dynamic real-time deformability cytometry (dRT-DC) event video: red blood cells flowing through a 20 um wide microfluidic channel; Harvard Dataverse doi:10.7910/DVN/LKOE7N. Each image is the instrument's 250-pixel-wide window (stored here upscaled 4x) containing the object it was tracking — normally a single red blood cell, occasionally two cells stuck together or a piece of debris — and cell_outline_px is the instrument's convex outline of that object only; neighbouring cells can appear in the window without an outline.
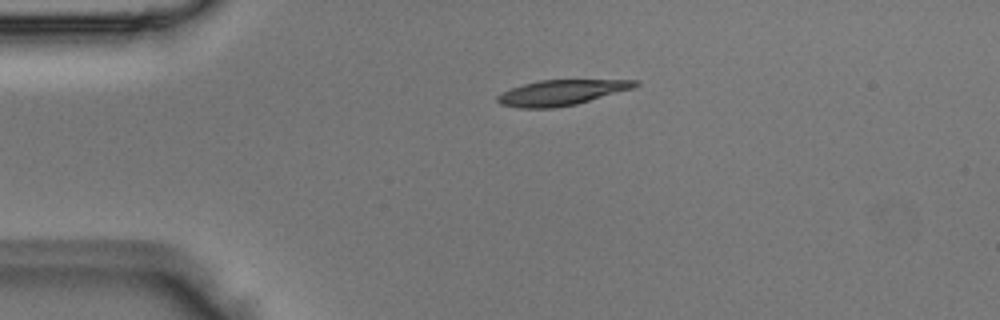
{"species": "Egyptian fruit bat (a non-hibernating species)", "species_latin": "Rousettus aegyptiacus", "temperature_condition": "room temperature", "stored_images_in_passage": 3, "camera_frame_rate_fps": 3000, "um_per_image_px": 0.085, "animal": {"sex": "male"}, "frame": {"image": 1, "passage_image": 1, "time_ms": 0.0, "image_size_px": [1000, 320], "cell_outline_px": [[640, 84], [632, 88], [576, 104], [556, 108], [520, 108], [500, 104], [496, 100], [496, 96], [512, 88], [524, 84], [540, 80], [640, 80]], "centroid_in_image_um": [47.7, 7.87], "position_along_channel_um": 37.3, "area_um2": 20.11}}
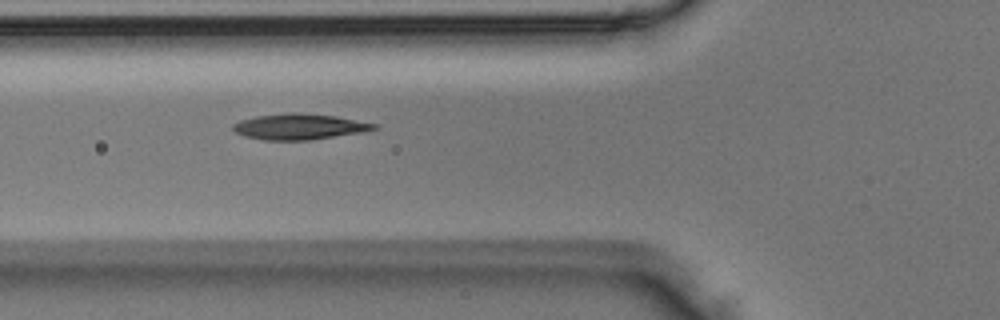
{"frame": {"image": 2, "passage_image": 3, "time_ms": 0.667, "image_size_px": [1000, 320], "cell_outline_px": [[380, 128], [368, 132], [312, 140], [264, 140], [244, 136], [236, 132], [232, 128], [232, 124], [240, 120], [256, 116], [288, 112], [300, 112], [336, 116], [380, 124]], "centroid_in_image_um": [25.54, 10.76], "position_along_channel_um": 100.3, "area_um2": 21.73}}